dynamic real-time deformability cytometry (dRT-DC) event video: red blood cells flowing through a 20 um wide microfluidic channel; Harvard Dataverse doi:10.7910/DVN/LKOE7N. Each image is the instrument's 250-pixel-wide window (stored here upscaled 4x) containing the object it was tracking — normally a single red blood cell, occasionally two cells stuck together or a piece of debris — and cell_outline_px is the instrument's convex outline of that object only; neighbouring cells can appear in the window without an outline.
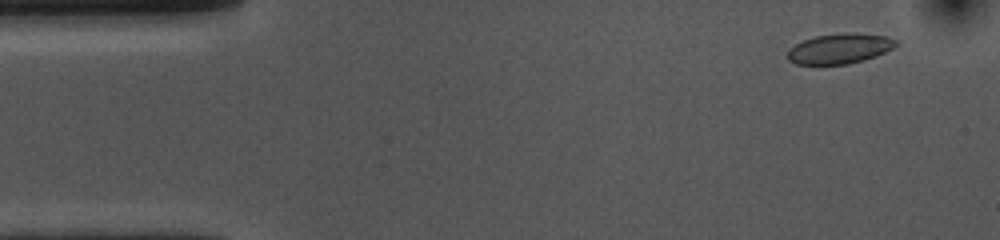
{"species": "common noctule bat (a hibernating species)", "species_latin": "Nyctalus noctula", "temperature_condition": "cold", "stored_images_in_passage": 54, "camera_frame_rate_fps": 3000, "um_per_image_px": 0.085, "animal": {"sex": "female", "body_mass_g": 10.0, "forearm_length_mm": 53.1}, "frame": {"image": 1, "passage_image": 4, "time_ms": 1.0, "image_size_px": [1000, 240], "cell_outline_px": [[896, 44], [892, 48], [876, 56], [864, 60], [848, 64], [796, 64], [788, 60], [788, 48], [804, 40], [816, 36], [848, 32], [852, 32], [888, 36], [896, 40]], "centroid_in_image_um": [71.37, 4.13], "position_along_channel_um": 13.6, "area_um2": 18.96}}
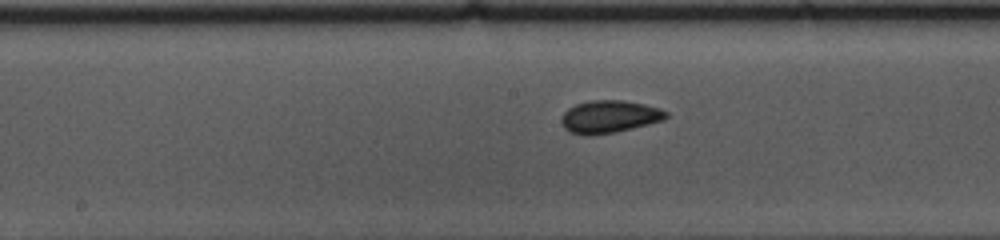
{"frame": {"image": 2, "passage_image": 26, "time_ms": 8.333, "image_size_px": [1000, 240], "cell_outline_px": [[668, 116], [664, 120], [616, 132], [588, 136], [584, 136], [568, 132], [564, 128], [560, 120], [564, 112], [568, 108], [576, 104], [588, 100], [624, 100], [644, 104], [660, 108], [668, 112]], "centroid_in_image_um": [51.77, 9.92], "position_along_channel_um": 196.4, "area_um2": 20.11}}
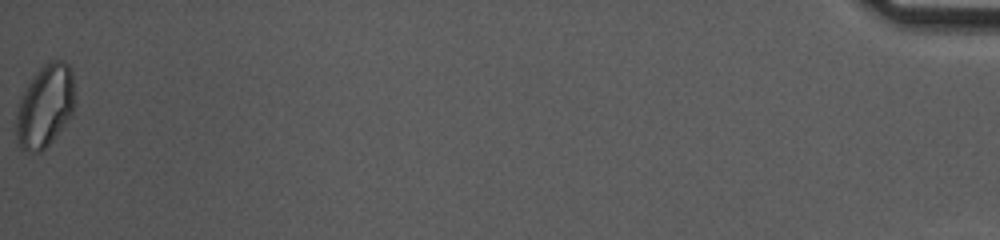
{"frame": {"image": 3, "passage_image": 54, "time_ms": 17.667, "image_size_px": [1000, 240], "cell_outline_px": [[76, 96], [72, 116], [52, 140], [40, 152], [24, 152], [20, 148], [16, 136], [16, 116], [20, 96], [28, 84], [40, 68], [44, 64], [52, 60], [64, 60], [68, 64], [72, 72]], "centroid_in_image_um": [3.84, 9.02], "position_along_channel_um": 431.4, "area_um2": 28.5}, "authors_computed_cell_mechanics": {"area_um2": 19.2763, "velocity_mm_per_s": 3.6562, "shape_relaxation_time_tau1_ms": 4.2627, "shape_relaxation_time_tau2_ms": 1.7113, "deformation_change_tau1": 0.0678, "deformation_change_tau2": 0.0503}}